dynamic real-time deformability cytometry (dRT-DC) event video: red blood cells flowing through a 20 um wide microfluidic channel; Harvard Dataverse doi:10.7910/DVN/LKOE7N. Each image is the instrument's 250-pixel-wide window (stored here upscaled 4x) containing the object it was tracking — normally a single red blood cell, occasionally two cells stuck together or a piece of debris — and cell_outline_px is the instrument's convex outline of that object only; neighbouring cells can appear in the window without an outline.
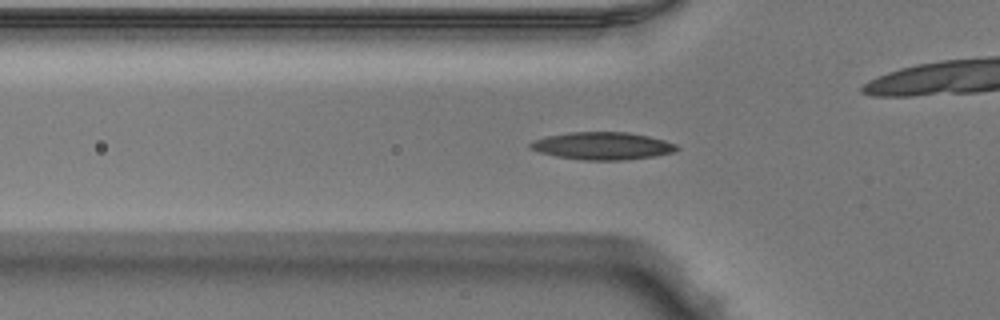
{"species": "Egyptian fruit bat (a non-hibernating species)", "species_latin": "Rousettus aegyptiacus", "temperature_condition": "warm", "stored_images_in_passage": 38, "camera_frame_rate_fps": 3000, "um_per_image_px": 0.085, "animal": {"sex": "male"}, "frame": {"image": 1, "passage_image": 4, "time_ms": 1.0, "image_size_px": [1000, 320], "cell_outline_px": [[680, 148], [676, 152], [652, 156], [624, 160], [584, 160], [556, 156], [540, 152], [528, 148], [528, 144], [532, 140], [544, 136], [568, 132], [628, 132], [648, 136], [664, 140], [676, 144]], "centroid_in_image_um": [51.18, 12.39], "position_along_channel_um": 74.6, "area_um2": 23.64}}
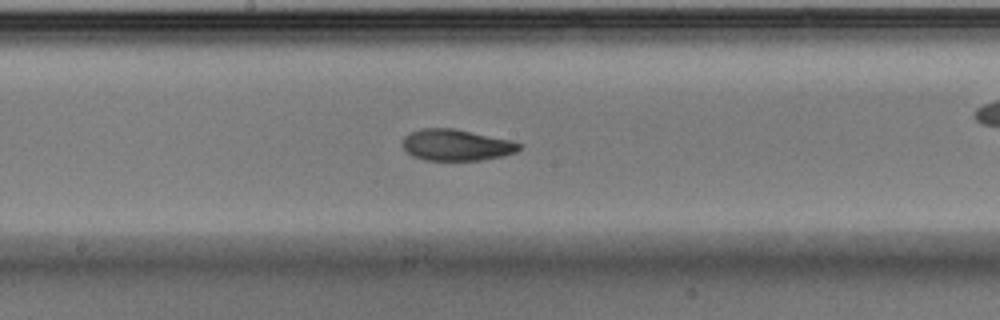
{"frame": {"image": 2, "passage_image": 14, "time_ms": 4.333, "image_size_px": [1000, 320], "cell_outline_px": [[520, 148], [516, 152], [504, 156], [480, 160], [424, 160], [412, 156], [400, 144], [404, 136], [408, 132], [420, 128], [456, 128], [508, 140], [520, 144]], "centroid_in_image_um": [38.71, 12.32], "position_along_channel_um": 209.5, "area_um2": 21.39}}
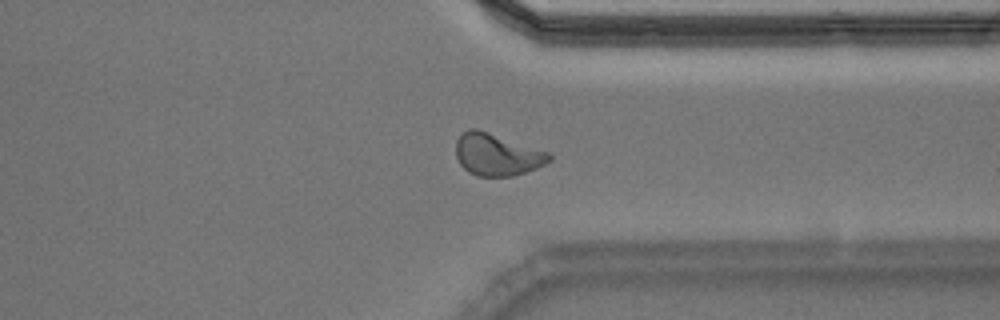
{"frame": {"image": 3, "passage_image": 26, "time_ms": 8.333, "image_size_px": [1000, 320], "cell_outline_px": [[552, 160], [536, 168], [512, 176], [476, 176], [468, 172], [460, 164], [456, 156], [456, 140], [468, 128], [476, 128], [548, 152], [552, 156]], "centroid_in_image_um": [42.22, 13.15], "position_along_channel_um": 369.2, "area_um2": 22.66}, "authors_computed_cell_mechanics": {"area_um2": 22.2819, "velocity_mm_per_s": 4.0073, "shape_relaxation_time_tau1_ms": 3.3591, "shape_relaxation_time_tau2_ms": 2.7061, "deformation_change_tau1": 0.1523, "deformation_change_tau2": 0.0929}}